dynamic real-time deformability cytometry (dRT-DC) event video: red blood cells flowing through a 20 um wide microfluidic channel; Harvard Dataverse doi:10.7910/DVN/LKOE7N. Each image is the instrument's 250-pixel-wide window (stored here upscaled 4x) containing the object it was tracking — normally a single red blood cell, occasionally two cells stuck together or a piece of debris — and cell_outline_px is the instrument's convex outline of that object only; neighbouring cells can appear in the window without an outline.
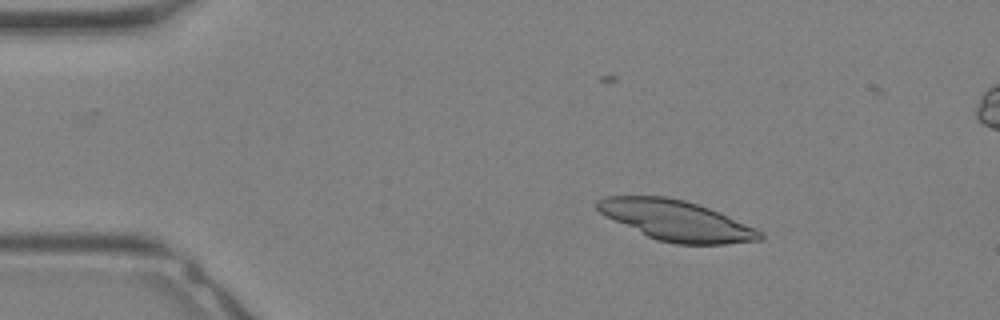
{"species": "Egyptian fruit bat (a non-hibernating species)", "species_latin": "Rousettus aegyptiacus", "temperature_condition": "warm", "stored_images_in_passage": 33, "camera_frame_rate_fps": 3000, "um_per_image_px": 0.085, "animal": {"sex": "female"}, "frame": {"image": 1, "passage_image": 5, "time_ms": 1.333, "image_size_px": [1000, 320], "cell_outline_px": [[764, 236], [760, 240], [724, 244], [676, 244], [656, 240], [604, 216], [596, 208], [596, 200], [604, 196], [664, 196], [684, 200], [708, 208], [756, 228], [764, 232]], "centroid_in_image_um": [57.46, 18.74], "position_along_channel_um": 27.5, "area_um2": 38.03}}